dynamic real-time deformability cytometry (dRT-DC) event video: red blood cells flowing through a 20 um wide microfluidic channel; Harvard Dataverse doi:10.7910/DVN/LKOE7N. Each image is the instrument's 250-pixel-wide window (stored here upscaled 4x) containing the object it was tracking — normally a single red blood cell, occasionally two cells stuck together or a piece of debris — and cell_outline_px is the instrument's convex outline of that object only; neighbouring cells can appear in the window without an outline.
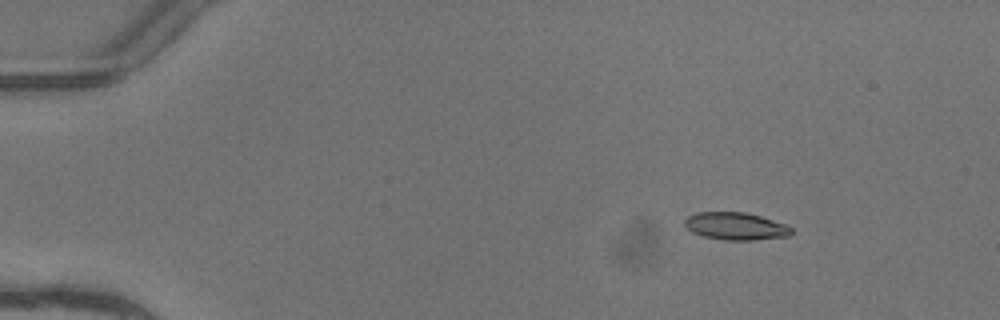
{"species": "common noctule bat (a hibernating species)", "species_latin": "Nyctalus noctula", "temperature_condition": "warm", "stored_images_in_passage": 6, "camera_frame_rate_fps": 3000, "um_per_image_px": 0.085, "animal": {"sex": "female"}, "frame": {"image": 1, "passage_image": 2, "time_ms": 0.333, "image_size_px": [1000, 320], "cell_outline_px": [[792, 232], [788, 236], [752, 240], [724, 240], [704, 236], [692, 232], [684, 224], [684, 220], [688, 216], [696, 212], [744, 212], [760, 216], [788, 224], [792, 228]], "centroid_in_image_um": [62.55, 19.22], "position_along_channel_um": 22.5, "area_um2": 17.11}}
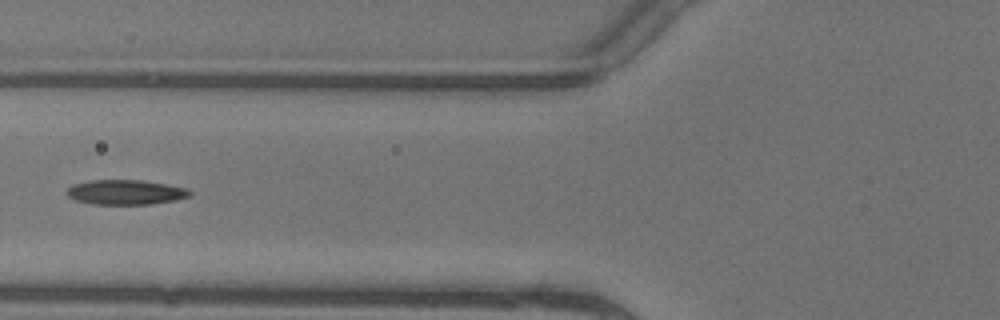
{"frame": {"image": 2, "passage_image": 6, "time_ms": 1.667, "image_size_px": [1000, 320], "cell_outline_px": [[192, 196], [176, 200], [152, 204], [92, 204], [76, 200], [68, 196], [64, 192], [72, 184], [92, 180], [140, 180], [168, 184], [188, 188], [192, 192]], "centroid_in_image_um": [10.7, 16.34], "position_along_channel_um": 115.1, "area_um2": 17.98}}